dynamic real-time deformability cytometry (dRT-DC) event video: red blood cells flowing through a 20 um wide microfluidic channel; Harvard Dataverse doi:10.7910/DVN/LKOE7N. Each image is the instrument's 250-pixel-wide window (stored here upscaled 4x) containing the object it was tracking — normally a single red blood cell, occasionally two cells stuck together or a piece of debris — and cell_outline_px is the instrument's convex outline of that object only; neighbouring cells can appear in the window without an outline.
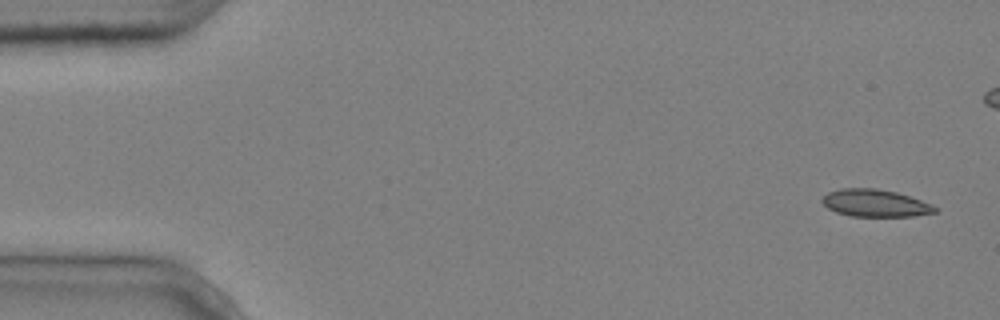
{"species": "common noctule bat (a hibernating species)", "species_latin": "Nyctalus noctula", "temperature_condition": "cold", "stored_images_in_passage": 6, "camera_frame_rate_fps": 3000, "um_per_image_px": 0.085, "animal": {"sex": "male", "body_mass_g": 20.4}, "frame": {"image": 1, "passage_image": 1, "time_ms": 0.0, "image_size_px": [1000, 320], "cell_outline_px": [[940, 208], [936, 212], [912, 216], [852, 216], [836, 212], [828, 208], [820, 200], [828, 192], [840, 188], [876, 188], [896, 192], [932, 204]], "centroid_in_image_um": [74.39, 17.26], "position_along_channel_um": 10.6, "area_um2": 17.92}}